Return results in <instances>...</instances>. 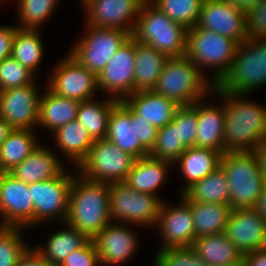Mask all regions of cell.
<instances>
[{
    "label": "cell",
    "mask_w": 266,
    "mask_h": 266,
    "mask_svg": "<svg viewBox=\"0 0 266 266\" xmlns=\"http://www.w3.org/2000/svg\"><path fill=\"white\" fill-rule=\"evenodd\" d=\"M221 93L225 106L224 153L253 152L266 142V107L245 99L243 94Z\"/></svg>",
    "instance_id": "cell-1"
},
{
    "label": "cell",
    "mask_w": 266,
    "mask_h": 266,
    "mask_svg": "<svg viewBox=\"0 0 266 266\" xmlns=\"http://www.w3.org/2000/svg\"><path fill=\"white\" fill-rule=\"evenodd\" d=\"M109 184L78 174L71 183L66 223L93 239L109 223Z\"/></svg>",
    "instance_id": "cell-2"
},
{
    "label": "cell",
    "mask_w": 266,
    "mask_h": 266,
    "mask_svg": "<svg viewBox=\"0 0 266 266\" xmlns=\"http://www.w3.org/2000/svg\"><path fill=\"white\" fill-rule=\"evenodd\" d=\"M213 89L210 78L185 55L167 59L153 91L185 106L209 97L208 94L212 97Z\"/></svg>",
    "instance_id": "cell-3"
},
{
    "label": "cell",
    "mask_w": 266,
    "mask_h": 266,
    "mask_svg": "<svg viewBox=\"0 0 266 266\" xmlns=\"http://www.w3.org/2000/svg\"><path fill=\"white\" fill-rule=\"evenodd\" d=\"M131 36L168 58L186 54L187 29L172 21L149 0L143 2Z\"/></svg>",
    "instance_id": "cell-4"
},
{
    "label": "cell",
    "mask_w": 266,
    "mask_h": 266,
    "mask_svg": "<svg viewBox=\"0 0 266 266\" xmlns=\"http://www.w3.org/2000/svg\"><path fill=\"white\" fill-rule=\"evenodd\" d=\"M220 166L227 176L232 209L255 208L266 182L253 152H226Z\"/></svg>",
    "instance_id": "cell-5"
},
{
    "label": "cell",
    "mask_w": 266,
    "mask_h": 266,
    "mask_svg": "<svg viewBox=\"0 0 266 266\" xmlns=\"http://www.w3.org/2000/svg\"><path fill=\"white\" fill-rule=\"evenodd\" d=\"M266 85V39L239 44L229 71L215 86L219 92L250 94Z\"/></svg>",
    "instance_id": "cell-6"
},
{
    "label": "cell",
    "mask_w": 266,
    "mask_h": 266,
    "mask_svg": "<svg viewBox=\"0 0 266 266\" xmlns=\"http://www.w3.org/2000/svg\"><path fill=\"white\" fill-rule=\"evenodd\" d=\"M239 44L227 36L198 27L187 29L186 56L200 69H213L214 87L229 71Z\"/></svg>",
    "instance_id": "cell-7"
},
{
    "label": "cell",
    "mask_w": 266,
    "mask_h": 266,
    "mask_svg": "<svg viewBox=\"0 0 266 266\" xmlns=\"http://www.w3.org/2000/svg\"><path fill=\"white\" fill-rule=\"evenodd\" d=\"M163 201L154 194L141 193L125 182L109 184V215L116 223L155 226Z\"/></svg>",
    "instance_id": "cell-8"
},
{
    "label": "cell",
    "mask_w": 266,
    "mask_h": 266,
    "mask_svg": "<svg viewBox=\"0 0 266 266\" xmlns=\"http://www.w3.org/2000/svg\"><path fill=\"white\" fill-rule=\"evenodd\" d=\"M135 158L123 152L104 138L95 140L87 157L76 168L78 173L92 181L107 184L125 182Z\"/></svg>",
    "instance_id": "cell-9"
},
{
    "label": "cell",
    "mask_w": 266,
    "mask_h": 266,
    "mask_svg": "<svg viewBox=\"0 0 266 266\" xmlns=\"http://www.w3.org/2000/svg\"><path fill=\"white\" fill-rule=\"evenodd\" d=\"M85 29L86 33L73 45L69 54L98 76L131 34L121 29L91 25H86Z\"/></svg>",
    "instance_id": "cell-10"
},
{
    "label": "cell",
    "mask_w": 266,
    "mask_h": 266,
    "mask_svg": "<svg viewBox=\"0 0 266 266\" xmlns=\"http://www.w3.org/2000/svg\"><path fill=\"white\" fill-rule=\"evenodd\" d=\"M73 178V175L64 170L56 178L28 184L34 203V227L54 219L66 222Z\"/></svg>",
    "instance_id": "cell-11"
},
{
    "label": "cell",
    "mask_w": 266,
    "mask_h": 266,
    "mask_svg": "<svg viewBox=\"0 0 266 266\" xmlns=\"http://www.w3.org/2000/svg\"><path fill=\"white\" fill-rule=\"evenodd\" d=\"M0 226H34V203L28 184L17 180L10 173H0Z\"/></svg>",
    "instance_id": "cell-12"
},
{
    "label": "cell",
    "mask_w": 266,
    "mask_h": 266,
    "mask_svg": "<svg viewBox=\"0 0 266 266\" xmlns=\"http://www.w3.org/2000/svg\"><path fill=\"white\" fill-rule=\"evenodd\" d=\"M54 69L45 86L50 91L80 102L94 99L98 91L97 76L83 67L69 53Z\"/></svg>",
    "instance_id": "cell-13"
},
{
    "label": "cell",
    "mask_w": 266,
    "mask_h": 266,
    "mask_svg": "<svg viewBox=\"0 0 266 266\" xmlns=\"http://www.w3.org/2000/svg\"><path fill=\"white\" fill-rule=\"evenodd\" d=\"M135 39L130 36L97 76L98 90L124 100L134 93Z\"/></svg>",
    "instance_id": "cell-14"
},
{
    "label": "cell",
    "mask_w": 266,
    "mask_h": 266,
    "mask_svg": "<svg viewBox=\"0 0 266 266\" xmlns=\"http://www.w3.org/2000/svg\"><path fill=\"white\" fill-rule=\"evenodd\" d=\"M155 226L162 239L160 249L191 247L196 237L190 200L181 194L177 206L163 201Z\"/></svg>",
    "instance_id": "cell-15"
},
{
    "label": "cell",
    "mask_w": 266,
    "mask_h": 266,
    "mask_svg": "<svg viewBox=\"0 0 266 266\" xmlns=\"http://www.w3.org/2000/svg\"><path fill=\"white\" fill-rule=\"evenodd\" d=\"M36 81L0 91V118L13 129H33L38 124L41 95Z\"/></svg>",
    "instance_id": "cell-16"
},
{
    "label": "cell",
    "mask_w": 266,
    "mask_h": 266,
    "mask_svg": "<svg viewBox=\"0 0 266 266\" xmlns=\"http://www.w3.org/2000/svg\"><path fill=\"white\" fill-rule=\"evenodd\" d=\"M145 0H85L86 25L134 32L140 8Z\"/></svg>",
    "instance_id": "cell-17"
},
{
    "label": "cell",
    "mask_w": 266,
    "mask_h": 266,
    "mask_svg": "<svg viewBox=\"0 0 266 266\" xmlns=\"http://www.w3.org/2000/svg\"><path fill=\"white\" fill-rule=\"evenodd\" d=\"M195 27L213 30L241 44L247 39L246 13L221 0H204Z\"/></svg>",
    "instance_id": "cell-18"
},
{
    "label": "cell",
    "mask_w": 266,
    "mask_h": 266,
    "mask_svg": "<svg viewBox=\"0 0 266 266\" xmlns=\"http://www.w3.org/2000/svg\"><path fill=\"white\" fill-rule=\"evenodd\" d=\"M224 233L243 255L266 248V221L255 208L232 209Z\"/></svg>",
    "instance_id": "cell-19"
},
{
    "label": "cell",
    "mask_w": 266,
    "mask_h": 266,
    "mask_svg": "<svg viewBox=\"0 0 266 266\" xmlns=\"http://www.w3.org/2000/svg\"><path fill=\"white\" fill-rule=\"evenodd\" d=\"M129 226L111 222L92 239L101 265L124 264L135 254L139 240Z\"/></svg>",
    "instance_id": "cell-20"
},
{
    "label": "cell",
    "mask_w": 266,
    "mask_h": 266,
    "mask_svg": "<svg viewBox=\"0 0 266 266\" xmlns=\"http://www.w3.org/2000/svg\"><path fill=\"white\" fill-rule=\"evenodd\" d=\"M213 96L221 97L219 106L204 104V99L197 102L196 147L209 148L224 154L225 106L224 95L215 87Z\"/></svg>",
    "instance_id": "cell-21"
},
{
    "label": "cell",
    "mask_w": 266,
    "mask_h": 266,
    "mask_svg": "<svg viewBox=\"0 0 266 266\" xmlns=\"http://www.w3.org/2000/svg\"><path fill=\"white\" fill-rule=\"evenodd\" d=\"M106 139L136 160L149 155L136 137L135 122L130 119V106L119 100L111 110Z\"/></svg>",
    "instance_id": "cell-22"
},
{
    "label": "cell",
    "mask_w": 266,
    "mask_h": 266,
    "mask_svg": "<svg viewBox=\"0 0 266 266\" xmlns=\"http://www.w3.org/2000/svg\"><path fill=\"white\" fill-rule=\"evenodd\" d=\"M48 147L39 146L9 173L26 184L58 177L65 167Z\"/></svg>",
    "instance_id": "cell-23"
},
{
    "label": "cell",
    "mask_w": 266,
    "mask_h": 266,
    "mask_svg": "<svg viewBox=\"0 0 266 266\" xmlns=\"http://www.w3.org/2000/svg\"><path fill=\"white\" fill-rule=\"evenodd\" d=\"M124 101L157 129L168 125L180 107L176 102L153 90L137 91L127 96Z\"/></svg>",
    "instance_id": "cell-24"
},
{
    "label": "cell",
    "mask_w": 266,
    "mask_h": 266,
    "mask_svg": "<svg viewBox=\"0 0 266 266\" xmlns=\"http://www.w3.org/2000/svg\"><path fill=\"white\" fill-rule=\"evenodd\" d=\"M191 247L207 265H243V254L224 232L197 237Z\"/></svg>",
    "instance_id": "cell-25"
},
{
    "label": "cell",
    "mask_w": 266,
    "mask_h": 266,
    "mask_svg": "<svg viewBox=\"0 0 266 266\" xmlns=\"http://www.w3.org/2000/svg\"><path fill=\"white\" fill-rule=\"evenodd\" d=\"M222 155L221 152L209 148H187L173 163L179 165L181 176L186 181L180 194L219 168Z\"/></svg>",
    "instance_id": "cell-26"
},
{
    "label": "cell",
    "mask_w": 266,
    "mask_h": 266,
    "mask_svg": "<svg viewBox=\"0 0 266 266\" xmlns=\"http://www.w3.org/2000/svg\"><path fill=\"white\" fill-rule=\"evenodd\" d=\"M170 164L173 163L150 155L135 160L125 183L141 193L158 196L157 190L167 179Z\"/></svg>",
    "instance_id": "cell-27"
},
{
    "label": "cell",
    "mask_w": 266,
    "mask_h": 266,
    "mask_svg": "<svg viewBox=\"0 0 266 266\" xmlns=\"http://www.w3.org/2000/svg\"><path fill=\"white\" fill-rule=\"evenodd\" d=\"M79 104V100L59 96L46 87L40 98L37 125L53 133L68 122L76 120Z\"/></svg>",
    "instance_id": "cell-28"
},
{
    "label": "cell",
    "mask_w": 266,
    "mask_h": 266,
    "mask_svg": "<svg viewBox=\"0 0 266 266\" xmlns=\"http://www.w3.org/2000/svg\"><path fill=\"white\" fill-rule=\"evenodd\" d=\"M54 143L59 151L72 161L76 168L87 157L95 140L89 132L76 120L61 126L53 133Z\"/></svg>",
    "instance_id": "cell-29"
},
{
    "label": "cell",
    "mask_w": 266,
    "mask_h": 266,
    "mask_svg": "<svg viewBox=\"0 0 266 266\" xmlns=\"http://www.w3.org/2000/svg\"><path fill=\"white\" fill-rule=\"evenodd\" d=\"M168 57L135 40L134 93L153 90Z\"/></svg>",
    "instance_id": "cell-30"
},
{
    "label": "cell",
    "mask_w": 266,
    "mask_h": 266,
    "mask_svg": "<svg viewBox=\"0 0 266 266\" xmlns=\"http://www.w3.org/2000/svg\"><path fill=\"white\" fill-rule=\"evenodd\" d=\"M65 229L51 234L43 246L34 247L37 252L51 265L59 266L74 250L85 246L91 239L66 222Z\"/></svg>",
    "instance_id": "cell-31"
},
{
    "label": "cell",
    "mask_w": 266,
    "mask_h": 266,
    "mask_svg": "<svg viewBox=\"0 0 266 266\" xmlns=\"http://www.w3.org/2000/svg\"><path fill=\"white\" fill-rule=\"evenodd\" d=\"M35 129H13L0 147V173H9L38 146Z\"/></svg>",
    "instance_id": "cell-32"
},
{
    "label": "cell",
    "mask_w": 266,
    "mask_h": 266,
    "mask_svg": "<svg viewBox=\"0 0 266 266\" xmlns=\"http://www.w3.org/2000/svg\"><path fill=\"white\" fill-rule=\"evenodd\" d=\"M190 209L196 238L203 235L223 233L232 211L229 204L191 201Z\"/></svg>",
    "instance_id": "cell-33"
},
{
    "label": "cell",
    "mask_w": 266,
    "mask_h": 266,
    "mask_svg": "<svg viewBox=\"0 0 266 266\" xmlns=\"http://www.w3.org/2000/svg\"><path fill=\"white\" fill-rule=\"evenodd\" d=\"M118 102L117 99L107 97L104 101L91 99L79 104L76 121H78L94 140L106 138L108 121L112 107Z\"/></svg>",
    "instance_id": "cell-34"
},
{
    "label": "cell",
    "mask_w": 266,
    "mask_h": 266,
    "mask_svg": "<svg viewBox=\"0 0 266 266\" xmlns=\"http://www.w3.org/2000/svg\"><path fill=\"white\" fill-rule=\"evenodd\" d=\"M183 195L191 202L229 204V185L226 173L220 166L190 186Z\"/></svg>",
    "instance_id": "cell-35"
},
{
    "label": "cell",
    "mask_w": 266,
    "mask_h": 266,
    "mask_svg": "<svg viewBox=\"0 0 266 266\" xmlns=\"http://www.w3.org/2000/svg\"><path fill=\"white\" fill-rule=\"evenodd\" d=\"M44 46L39 29L17 28L11 56L35 74L43 60Z\"/></svg>",
    "instance_id": "cell-36"
},
{
    "label": "cell",
    "mask_w": 266,
    "mask_h": 266,
    "mask_svg": "<svg viewBox=\"0 0 266 266\" xmlns=\"http://www.w3.org/2000/svg\"><path fill=\"white\" fill-rule=\"evenodd\" d=\"M172 21L186 29L196 26L204 0H149Z\"/></svg>",
    "instance_id": "cell-37"
},
{
    "label": "cell",
    "mask_w": 266,
    "mask_h": 266,
    "mask_svg": "<svg viewBox=\"0 0 266 266\" xmlns=\"http://www.w3.org/2000/svg\"><path fill=\"white\" fill-rule=\"evenodd\" d=\"M58 0H18L19 25L21 29H39L55 11Z\"/></svg>",
    "instance_id": "cell-38"
},
{
    "label": "cell",
    "mask_w": 266,
    "mask_h": 266,
    "mask_svg": "<svg viewBox=\"0 0 266 266\" xmlns=\"http://www.w3.org/2000/svg\"><path fill=\"white\" fill-rule=\"evenodd\" d=\"M186 149L178 138L177 123L172 120L168 125L158 129L156 144L149 155L174 163Z\"/></svg>",
    "instance_id": "cell-39"
},
{
    "label": "cell",
    "mask_w": 266,
    "mask_h": 266,
    "mask_svg": "<svg viewBox=\"0 0 266 266\" xmlns=\"http://www.w3.org/2000/svg\"><path fill=\"white\" fill-rule=\"evenodd\" d=\"M22 229L24 230L22 227L0 226V266H16L30 248L23 241Z\"/></svg>",
    "instance_id": "cell-40"
},
{
    "label": "cell",
    "mask_w": 266,
    "mask_h": 266,
    "mask_svg": "<svg viewBox=\"0 0 266 266\" xmlns=\"http://www.w3.org/2000/svg\"><path fill=\"white\" fill-rule=\"evenodd\" d=\"M35 74L12 56L0 61V91L34 83Z\"/></svg>",
    "instance_id": "cell-41"
},
{
    "label": "cell",
    "mask_w": 266,
    "mask_h": 266,
    "mask_svg": "<svg viewBox=\"0 0 266 266\" xmlns=\"http://www.w3.org/2000/svg\"><path fill=\"white\" fill-rule=\"evenodd\" d=\"M154 266H207L192 247L159 249Z\"/></svg>",
    "instance_id": "cell-42"
},
{
    "label": "cell",
    "mask_w": 266,
    "mask_h": 266,
    "mask_svg": "<svg viewBox=\"0 0 266 266\" xmlns=\"http://www.w3.org/2000/svg\"><path fill=\"white\" fill-rule=\"evenodd\" d=\"M173 120L177 123L179 140L187 147H196L197 135V102L180 106Z\"/></svg>",
    "instance_id": "cell-43"
},
{
    "label": "cell",
    "mask_w": 266,
    "mask_h": 266,
    "mask_svg": "<svg viewBox=\"0 0 266 266\" xmlns=\"http://www.w3.org/2000/svg\"><path fill=\"white\" fill-rule=\"evenodd\" d=\"M247 39H266V0L246 12Z\"/></svg>",
    "instance_id": "cell-44"
},
{
    "label": "cell",
    "mask_w": 266,
    "mask_h": 266,
    "mask_svg": "<svg viewBox=\"0 0 266 266\" xmlns=\"http://www.w3.org/2000/svg\"><path fill=\"white\" fill-rule=\"evenodd\" d=\"M99 254L91 239L85 246L72 251L59 266H100Z\"/></svg>",
    "instance_id": "cell-45"
},
{
    "label": "cell",
    "mask_w": 266,
    "mask_h": 266,
    "mask_svg": "<svg viewBox=\"0 0 266 266\" xmlns=\"http://www.w3.org/2000/svg\"><path fill=\"white\" fill-rule=\"evenodd\" d=\"M130 119L131 122H135L136 137L139 138L141 145L150 153L156 144L158 129L138 115L131 107Z\"/></svg>",
    "instance_id": "cell-46"
},
{
    "label": "cell",
    "mask_w": 266,
    "mask_h": 266,
    "mask_svg": "<svg viewBox=\"0 0 266 266\" xmlns=\"http://www.w3.org/2000/svg\"><path fill=\"white\" fill-rule=\"evenodd\" d=\"M17 28L15 25H0V61L11 56Z\"/></svg>",
    "instance_id": "cell-47"
},
{
    "label": "cell",
    "mask_w": 266,
    "mask_h": 266,
    "mask_svg": "<svg viewBox=\"0 0 266 266\" xmlns=\"http://www.w3.org/2000/svg\"><path fill=\"white\" fill-rule=\"evenodd\" d=\"M16 266H51L38 252L33 248H29L20 258Z\"/></svg>",
    "instance_id": "cell-48"
},
{
    "label": "cell",
    "mask_w": 266,
    "mask_h": 266,
    "mask_svg": "<svg viewBox=\"0 0 266 266\" xmlns=\"http://www.w3.org/2000/svg\"><path fill=\"white\" fill-rule=\"evenodd\" d=\"M242 266H266V248L243 255Z\"/></svg>",
    "instance_id": "cell-49"
},
{
    "label": "cell",
    "mask_w": 266,
    "mask_h": 266,
    "mask_svg": "<svg viewBox=\"0 0 266 266\" xmlns=\"http://www.w3.org/2000/svg\"><path fill=\"white\" fill-rule=\"evenodd\" d=\"M253 153L258 160L259 169L262 173L264 181L266 182V142H263L261 145L256 147Z\"/></svg>",
    "instance_id": "cell-50"
},
{
    "label": "cell",
    "mask_w": 266,
    "mask_h": 266,
    "mask_svg": "<svg viewBox=\"0 0 266 266\" xmlns=\"http://www.w3.org/2000/svg\"><path fill=\"white\" fill-rule=\"evenodd\" d=\"M223 2H228L233 6L241 8L245 13L251 8L256 7L264 0H221Z\"/></svg>",
    "instance_id": "cell-51"
},
{
    "label": "cell",
    "mask_w": 266,
    "mask_h": 266,
    "mask_svg": "<svg viewBox=\"0 0 266 266\" xmlns=\"http://www.w3.org/2000/svg\"><path fill=\"white\" fill-rule=\"evenodd\" d=\"M255 209L266 221V185L264 187L263 193L260 195Z\"/></svg>",
    "instance_id": "cell-52"
},
{
    "label": "cell",
    "mask_w": 266,
    "mask_h": 266,
    "mask_svg": "<svg viewBox=\"0 0 266 266\" xmlns=\"http://www.w3.org/2000/svg\"><path fill=\"white\" fill-rule=\"evenodd\" d=\"M12 130L13 128L3 118H0V147Z\"/></svg>",
    "instance_id": "cell-53"
}]
</instances>
